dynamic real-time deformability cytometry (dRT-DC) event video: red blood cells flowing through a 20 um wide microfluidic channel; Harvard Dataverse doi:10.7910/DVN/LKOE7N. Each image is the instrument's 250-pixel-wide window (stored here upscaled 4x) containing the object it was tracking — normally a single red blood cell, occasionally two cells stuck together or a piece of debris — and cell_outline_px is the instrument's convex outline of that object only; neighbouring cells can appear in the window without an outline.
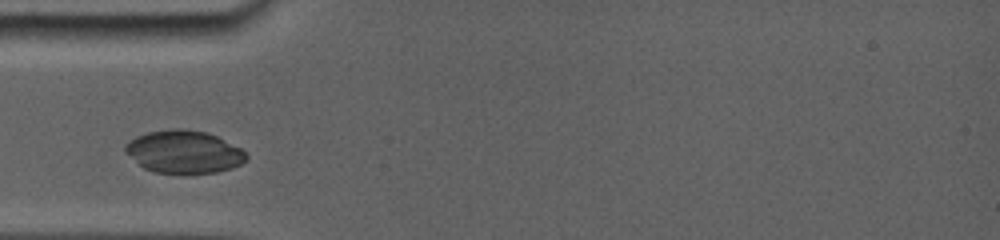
{"species": "common noctule bat (a hibernating species)", "species_latin": "Nyctalus noctula", "temperature_condition": "room temperature", "stored_images_in_passage": 43, "camera_frame_rate_fps": 5000, "um_per_image_px": 0.085, "animal": {"sex": "female", "body_mass_g": 19.0, "forearm_length_mm": 56.7}, "frame": {"image": 1, "passage_image": 1, "time_ms": 0.0, "image_size_px": [1000, 240], "cell_outline_px": [[248, 156], [240, 164], [232, 168], [216, 172], [184, 176], [152, 172], [144, 168], [124, 152], [124, 148], [132, 140], [148, 132], [204, 132], [216, 136], [240, 148]], "centroid_in_image_um": [15.65, 13.01], "position_along_channel_um": 69.4, "area_um2": 29.42}}
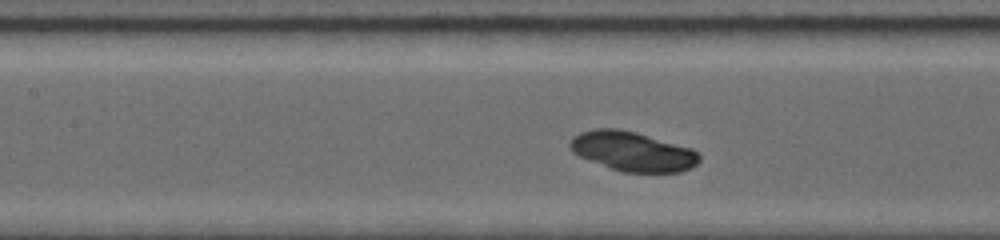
{"frame": {"image": 2, "passage_image": 12, "time_ms": 2.2, "image_size_px": [1000, 240], "cell_outline_px": [[700, 160], [692, 168], [680, 172], [620, 172], [608, 168], [580, 156], [572, 152], [568, 144], [580, 132], [600, 128], [612, 128], [632, 132], [692, 148], [700, 156]], "centroid_in_image_um": [53.77, 12.89], "position_along_channel_um": 153.6, "area_um2": 29.36}}
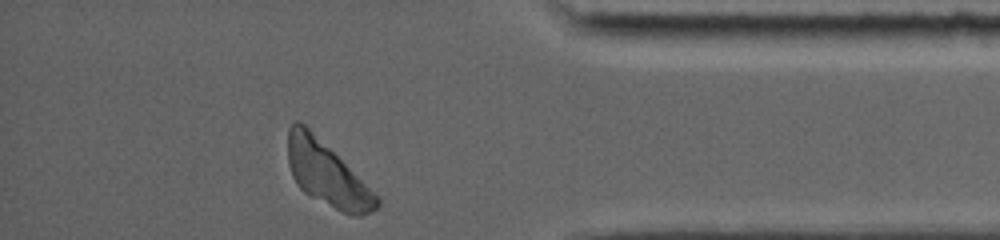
{"frame": {"image": 3, "passage_image": 42, "time_ms": 9.2, "image_size_px": [1000, 240], "cell_outline_px": [[380, 204], [376, 208], [360, 216], [352, 216], [304, 192], [296, 184], [292, 176], [288, 164], [288, 128], [296, 120], [300, 120], [380, 200]], "centroid_in_image_um": [27.71, 14.78], "position_along_channel_um": 407.5, "area_um2": 31.56}}